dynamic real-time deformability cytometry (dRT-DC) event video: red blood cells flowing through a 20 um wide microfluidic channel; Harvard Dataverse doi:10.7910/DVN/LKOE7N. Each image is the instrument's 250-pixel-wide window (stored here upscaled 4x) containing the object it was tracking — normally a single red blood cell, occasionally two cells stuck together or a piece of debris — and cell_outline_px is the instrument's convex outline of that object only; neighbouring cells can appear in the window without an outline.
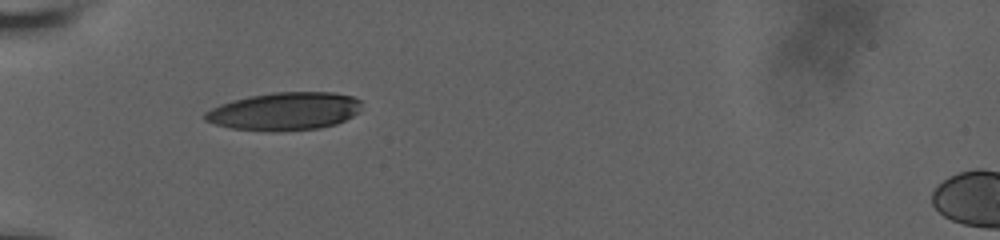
{"species": "human", "species_latin": "Homo sapiens", "temperature_condition": "room temperature", "stored_images_in_passage": 39, "camera_frame_rate_fps": 3000, "um_per_image_px": 0.085, "donor": {"sex": "male"}, "frame": {"image": 1, "passage_image": 1, "time_ms": 0.0, "image_size_px": [1000, 240], "cell_outline_px": [[360, 112], [336, 124], [320, 128], [232, 128], [216, 124], [204, 120], [204, 112], [220, 104], [232, 100], [248, 96], [272, 92], [336, 92], [352, 96], [360, 100]], "centroid_in_image_um": [24.22, 9.39], "position_along_channel_um": 60.8, "area_um2": 33.52}}
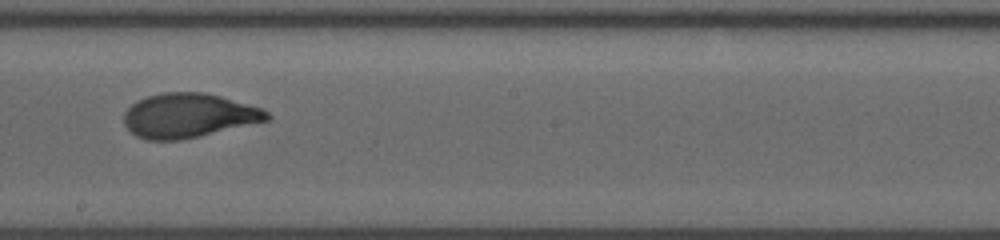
{"frame": {"image": 2, "passage_image": 16, "time_ms": 5.0, "image_size_px": [1000, 240], "cell_outline_px": [[272, 116], [268, 120], [180, 140], [148, 140], [136, 136], [124, 124], [124, 112], [132, 104], [148, 96], [160, 92], [204, 92], [220, 96], [264, 108]], "centroid_in_image_um": [16.03, 9.81], "position_along_channel_um": 232.2, "area_um2": 36.7}}
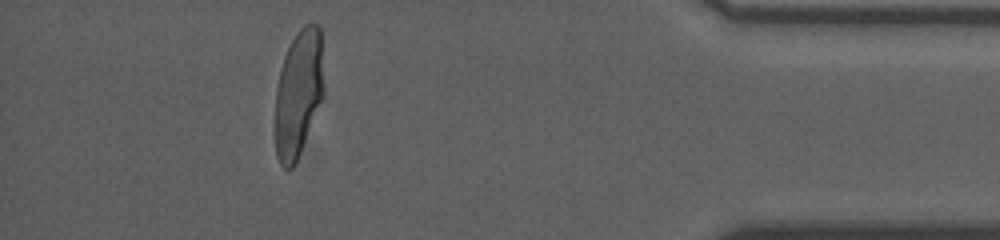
{"frame": {"image": 3, "passage_image": 34, "time_ms": 11.0, "image_size_px": [1000, 240], "cell_outline_px": [[324, 96], [300, 152], [292, 168], [284, 168], [280, 164], [276, 156], [276, 88], [284, 56], [296, 32], [304, 24], [316, 24], [320, 28], [324, 88]], "centroid_in_image_um": [25.38, 7.91], "position_along_channel_um": 409.8, "area_um2": 35.78}, "authors_computed_cell_mechanics": {"area_um2": 37.1654, "velocity_mm_per_s": 3.6531, "shape_relaxation_time_tau1_ms": 4.7444, "shape_relaxation_time_tau2_ms": 0.8316, "deformation_change_tau1": 0.2132, "deformation_change_tau2": 0.0572}}